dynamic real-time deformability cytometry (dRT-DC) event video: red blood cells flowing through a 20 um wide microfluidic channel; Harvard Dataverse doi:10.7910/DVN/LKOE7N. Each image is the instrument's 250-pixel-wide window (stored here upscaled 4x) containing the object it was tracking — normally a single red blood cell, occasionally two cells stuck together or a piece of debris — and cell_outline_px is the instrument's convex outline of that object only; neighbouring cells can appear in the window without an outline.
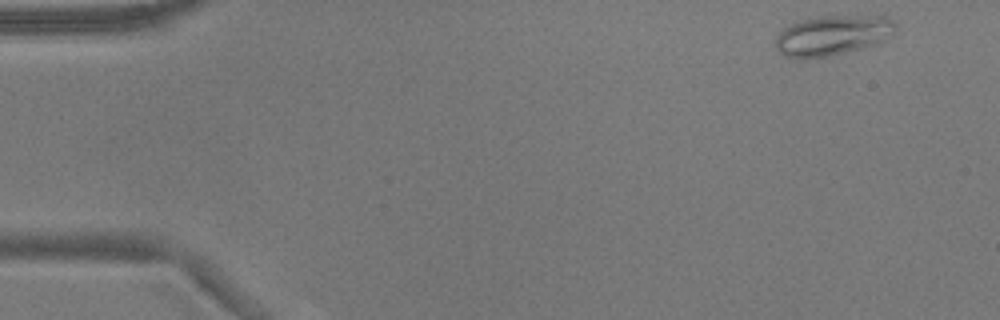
{"species": "common noctule bat (a hibernating species)", "species_latin": "Nyctalus noctula", "temperature_condition": "warm", "stored_images_in_passage": 51, "camera_frame_rate_fps": 3000, "um_per_image_px": 0.085, "animal": {"sex": "male", "body_mass_g": 17.9}, "frame": {"image": 1, "passage_image": 2, "time_ms": 0.333, "image_size_px": [1000, 320], "cell_outline_px": [[896, 28], [884, 40], [876, 44], [828, 56], [784, 56], [776, 48], [776, 36], [788, 24], [820, 16], [884, 16], [892, 20], [896, 24]], "centroid_in_image_um": [70.77, 2.97], "position_along_channel_um": 14.2, "area_um2": 27.22}}
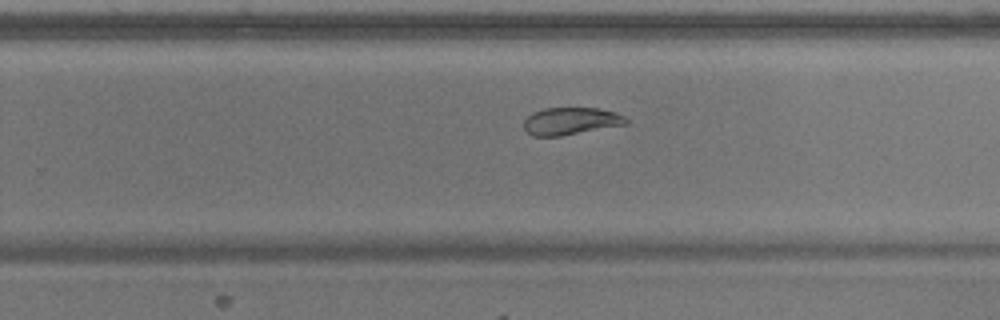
{"frame": {"image": 2, "passage_image": 32, "time_ms": 10.333, "image_size_px": [1000, 320], "cell_outline_px": [[628, 124], [560, 136], [532, 136], [524, 128], [524, 120], [532, 112], [544, 108], [600, 108], [616, 112], [624, 116], [628, 120]], "centroid_in_image_um": [48.53, 10.29], "position_along_channel_um": 281.3, "area_um2": 16.36}}
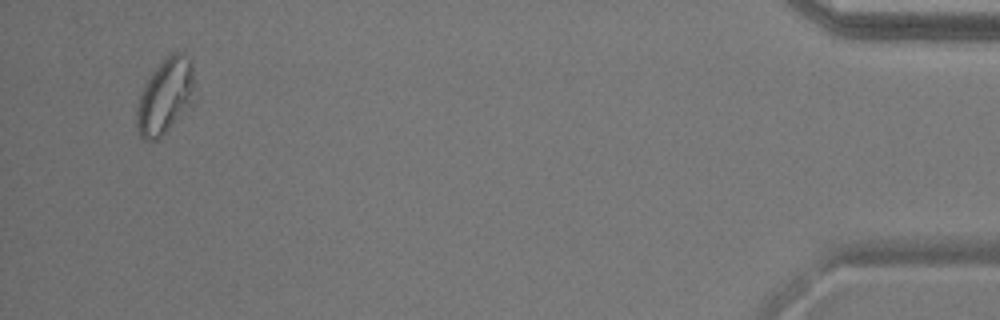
{"frame": {"image": 3, "passage_image": 49, "time_ms": 16.0, "image_size_px": [1000, 320], "cell_outline_px": [[192, 84], [188, 100], [176, 120], [152, 144], [148, 144], [140, 136], [136, 124], [136, 108], [140, 92], [152, 72], [172, 52], [180, 52], [188, 56], [192, 60]], "centroid_in_image_um": [13.94, 8.19], "position_along_channel_um": 421.3, "area_um2": 24.33}, "authors_computed_cell_mechanics": {"area_um2": 21.4438, "velocity_mm_per_s": 3.8093, "shape_relaxation_time_tau1_ms": null, "shape_relaxation_time_tau2_ms": 3.6967, "deformation_change_tau1": null, "deformation_change_tau2": 0.0723}}